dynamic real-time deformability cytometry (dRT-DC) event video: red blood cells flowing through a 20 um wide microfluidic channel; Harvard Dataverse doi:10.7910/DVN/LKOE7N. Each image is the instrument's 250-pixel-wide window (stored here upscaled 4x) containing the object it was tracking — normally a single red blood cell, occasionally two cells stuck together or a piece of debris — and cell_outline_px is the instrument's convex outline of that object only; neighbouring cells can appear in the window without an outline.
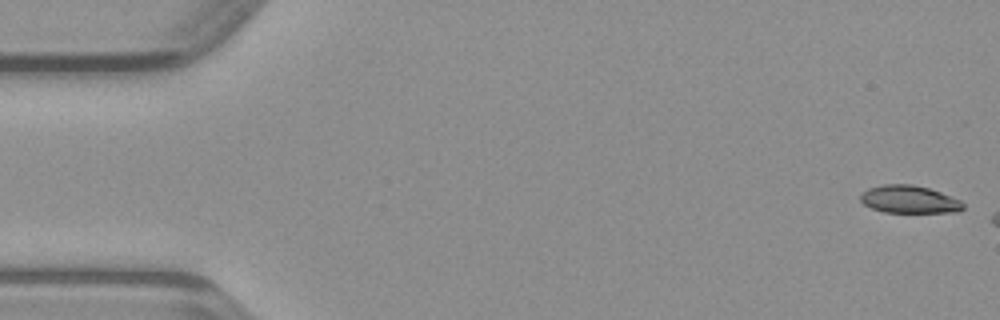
{"species": "common noctule bat (a hibernating species)", "species_latin": "Nyctalus noctula", "temperature_condition": "warm", "stored_images_in_passage": 6, "camera_frame_rate_fps": 3000, "um_per_image_px": 0.085, "animal": {"sex": "male", "body_mass_g": 23.1, "forearm_length_mm": 52.7}, "frame": {"image": 1, "passage_image": 1, "time_ms": 0.0, "image_size_px": [1000, 320], "cell_outline_px": [[964, 208], [960, 212], [884, 212], [872, 208], [864, 204], [860, 200], [860, 192], [868, 188], [884, 184], [912, 184], [928, 188], [940, 192], [960, 200], [964, 204]], "centroid_in_image_um": [77.27, 16.94], "position_along_channel_um": 7.7, "area_um2": 16.59}}